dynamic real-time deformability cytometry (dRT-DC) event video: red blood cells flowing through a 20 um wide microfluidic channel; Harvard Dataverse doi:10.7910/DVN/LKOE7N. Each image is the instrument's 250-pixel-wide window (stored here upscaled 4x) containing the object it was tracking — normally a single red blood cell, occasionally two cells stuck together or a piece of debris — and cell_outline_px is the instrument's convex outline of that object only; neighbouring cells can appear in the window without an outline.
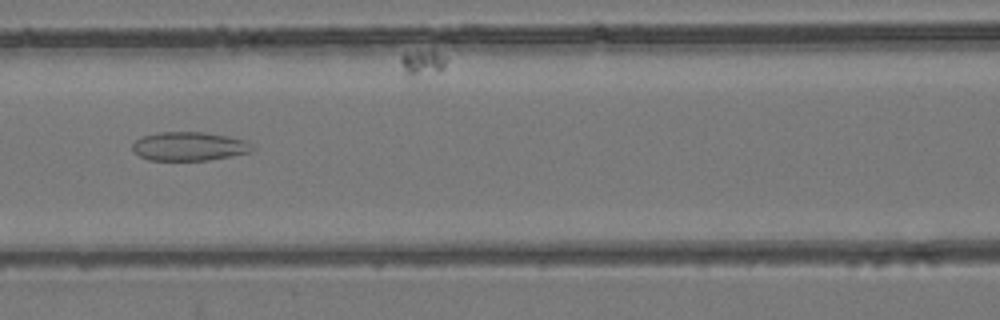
{"species": "common noctule bat (a hibernating species)", "species_latin": "Nyctalus noctula", "temperature_condition": "room temperature", "stored_images_in_passage": 7, "camera_frame_rate_fps": 3000, "um_per_image_px": 0.085, "animal": {"sex": "female", "body_mass_g": 24.6, "forearm_length_mm": 56.2}, "frame": {"image": 1, "passage_image": 5, "time_ms": 4.333, "image_size_px": [1000, 320], "cell_outline_px": [[256, 148], [252, 152], [208, 160], [148, 160], [132, 152], [132, 144], [140, 136], [160, 132], [204, 132], [228, 136], [248, 140]], "centroid_in_image_um": [16.1, 12.43], "position_along_channel_um": 150.5, "area_um2": 20.4}}
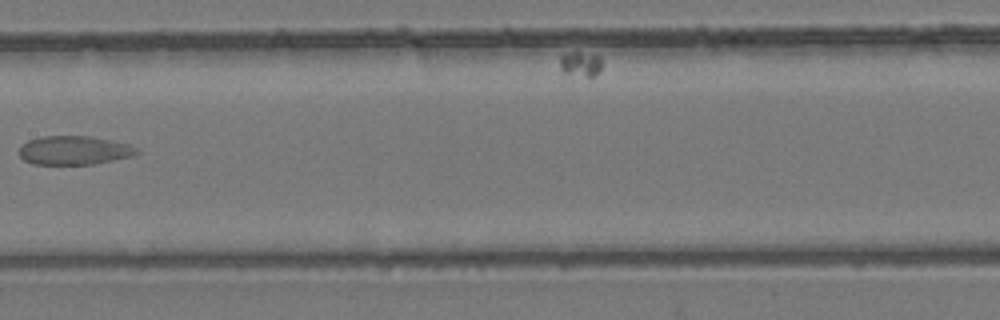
{"frame": {"image": 2, "passage_image": 6, "time_ms": 5.667, "image_size_px": [1000, 320], "cell_outline_px": [[140, 152], [132, 156], [96, 164], [32, 164], [24, 160], [20, 156], [20, 148], [28, 140], [40, 136], [92, 136], [128, 144], [136, 148]], "centroid_in_image_um": [6.31, 12.78], "position_along_channel_um": 201.1, "area_um2": 19.71}}